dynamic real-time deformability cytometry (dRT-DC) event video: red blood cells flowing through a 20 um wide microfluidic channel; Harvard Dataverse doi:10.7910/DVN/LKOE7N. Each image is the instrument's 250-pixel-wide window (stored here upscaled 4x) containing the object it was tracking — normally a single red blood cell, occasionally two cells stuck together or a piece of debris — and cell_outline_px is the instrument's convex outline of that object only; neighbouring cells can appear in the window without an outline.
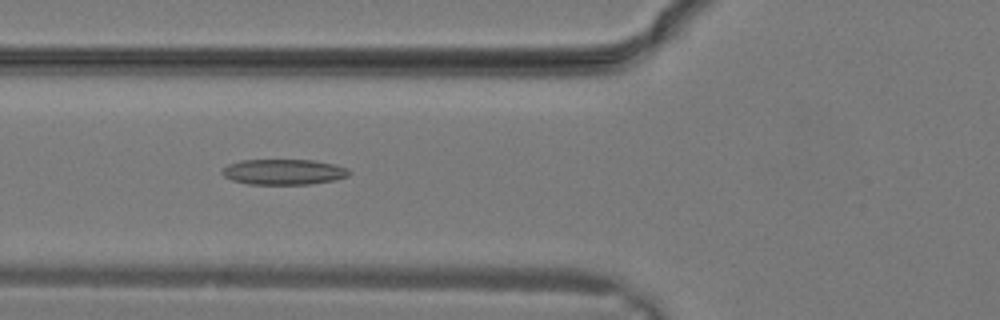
{"species": "common noctule bat (a hibernating species)", "species_latin": "Nyctalus noctula", "temperature_condition": "warm", "stored_images_in_passage": 19, "camera_frame_rate_fps": 3000, "um_per_image_px": 0.085, "animal": {"sex": "male", "body_mass_g": 19.2, "forearm_length_mm": 51.8}, "frame": {"image": 1, "passage_image": 12, "time_ms": 3.667, "image_size_px": [1000, 320], "cell_outline_px": [[352, 172], [348, 176], [336, 180], [308, 184], [248, 184], [232, 180], [224, 176], [220, 172], [228, 164], [240, 160], [312, 160], [336, 164], [348, 168]], "centroid_in_image_um": [24.14, 14.61], "position_along_channel_um": 101.7, "area_um2": 19.02}}
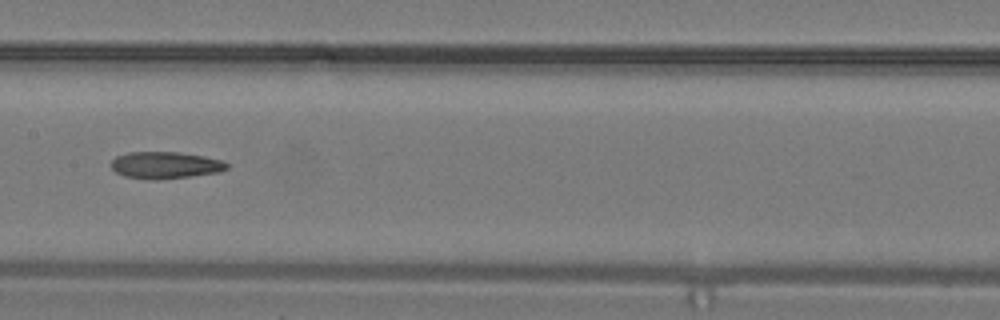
{"frame": {"image": 2, "passage_image": 16, "time_ms": 5.0, "image_size_px": [1000, 320], "cell_outline_px": [[228, 168], [220, 172], [156, 180], [148, 180], [124, 176], [116, 172], [112, 168], [112, 160], [116, 156], [128, 152], [180, 152], [204, 156], [220, 160], [228, 164]], "centroid_in_image_um": [14.03, 14.04], "position_along_channel_um": 193.4, "area_um2": 18.09}}
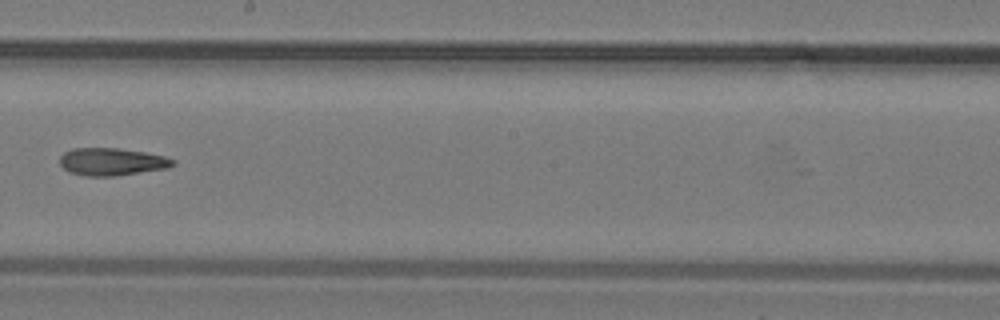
{"frame": {"image": 3, "passage_image": 18, "time_ms": 5.667, "image_size_px": [1000, 320], "cell_outline_px": [[176, 164], [168, 168], [116, 176], [84, 176], [68, 172], [60, 164], [60, 156], [64, 152], [72, 148], [120, 148], [144, 152], [164, 156], [176, 160]], "centroid_in_image_um": [9.51, 13.75], "position_along_channel_um": 238.7, "area_um2": 18.32}}